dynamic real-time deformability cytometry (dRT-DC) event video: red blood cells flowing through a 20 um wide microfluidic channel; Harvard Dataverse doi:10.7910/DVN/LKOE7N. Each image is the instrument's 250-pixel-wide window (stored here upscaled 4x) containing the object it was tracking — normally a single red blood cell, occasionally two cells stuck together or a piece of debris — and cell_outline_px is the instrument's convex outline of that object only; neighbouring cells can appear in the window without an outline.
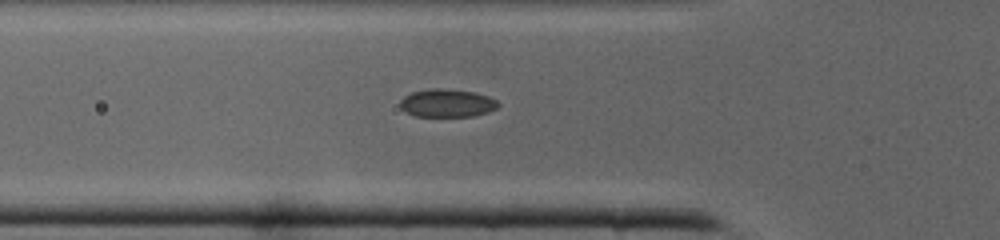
{"species": "common noctule bat (a hibernating species)", "species_latin": "Nyctalus noctula", "temperature_condition": "cold", "stored_images_in_passage": 26, "camera_frame_rate_fps": 3000, "um_per_image_px": 0.085, "animal": {"sex": "male", "body_mass_g": 19.0, "forearm_length_mm": 50.8}, "frame": {"image": 1, "passage_image": 3, "time_ms": 0.667, "image_size_px": [1000, 240], "cell_outline_px": [[500, 104], [496, 108], [488, 112], [476, 116], [416, 116], [400, 108], [400, 100], [404, 96], [412, 92], [432, 88], [440, 88], [476, 92], [488, 96], [496, 100]], "centroid_in_image_um": [38.01, 8.76], "position_along_channel_um": 87.8, "area_um2": 16.01}}
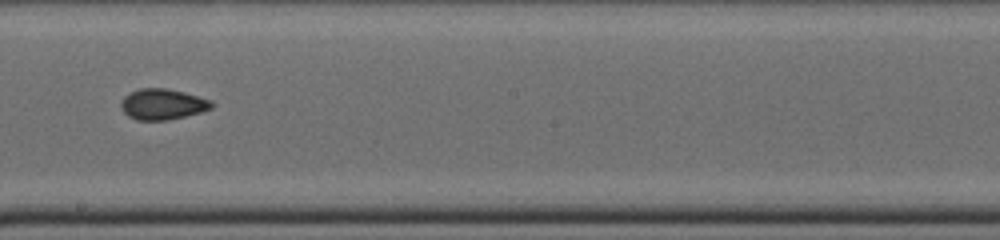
{"frame": {"image": 2, "passage_image": 12, "time_ms": 3.667, "image_size_px": [1000, 240], "cell_outline_px": [[212, 108], [200, 112], [168, 120], [136, 120], [128, 116], [120, 108], [120, 104], [124, 96], [140, 88], [164, 88], [184, 92], [212, 100]], "centroid_in_image_um": [13.8, 8.86], "position_along_channel_um": 234.4, "area_um2": 16.18}}
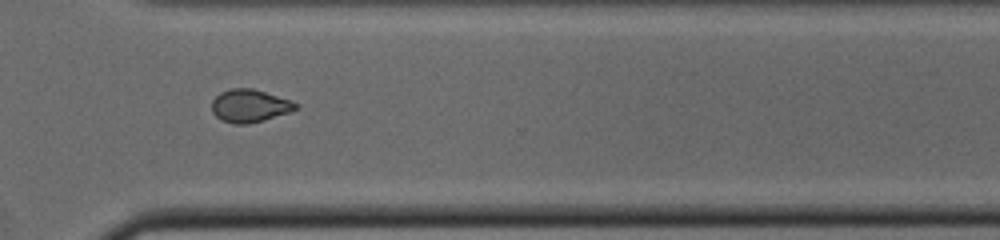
{"frame": {"image": 3, "passage_image": 19, "time_ms": 6.0, "image_size_px": [1000, 240], "cell_outline_px": [[300, 108], [288, 112], [248, 124], [232, 124], [220, 120], [212, 112], [212, 100], [220, 92], [232, 88], [252, 88], [300, 104]], "centroid_in_image_um": [21.18, 9.0], "position_along_channel_um": 349.4, "area_um2": 15.9}}